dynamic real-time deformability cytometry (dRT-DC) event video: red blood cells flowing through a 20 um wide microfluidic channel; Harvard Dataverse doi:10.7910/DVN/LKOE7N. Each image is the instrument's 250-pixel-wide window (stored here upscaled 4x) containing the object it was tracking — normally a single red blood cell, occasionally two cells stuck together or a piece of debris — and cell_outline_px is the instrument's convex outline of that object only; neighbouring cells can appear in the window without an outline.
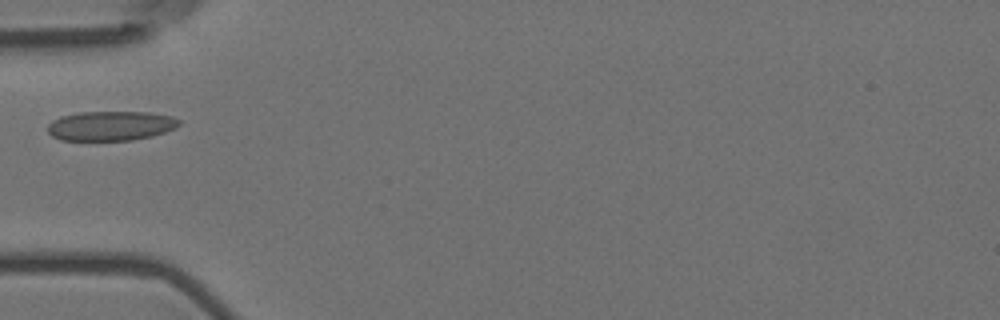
{"species": "Egyptian fruit bat (a non-hibernating species)", "species_latin": "Rousettus aegyptiacus", "temperature_condition": "room temperature", "stored_images_in_passage": 4, "camera_frame_rate_fps": 3000, "um_per_image_px": 0.085, "animal": {"sex": "female"}, "frame": {"image": 1, "passage_image": 4, "time_ms": 1.0, "image_size_px": [1000, 320], "cell_outline_px": [[180, 124], [176, 128], [152, 136], [132, 140], [60, 140], [52, 136], [48, 132], [48, 124], [52, 120], [60, 116], [80, 112], [148, 112], [172, 116], [180, 120]], "centroid_in_image_um": [9.41, 10.69], "position_along_channel_um": 75.6, "area_um2": 22.72}}